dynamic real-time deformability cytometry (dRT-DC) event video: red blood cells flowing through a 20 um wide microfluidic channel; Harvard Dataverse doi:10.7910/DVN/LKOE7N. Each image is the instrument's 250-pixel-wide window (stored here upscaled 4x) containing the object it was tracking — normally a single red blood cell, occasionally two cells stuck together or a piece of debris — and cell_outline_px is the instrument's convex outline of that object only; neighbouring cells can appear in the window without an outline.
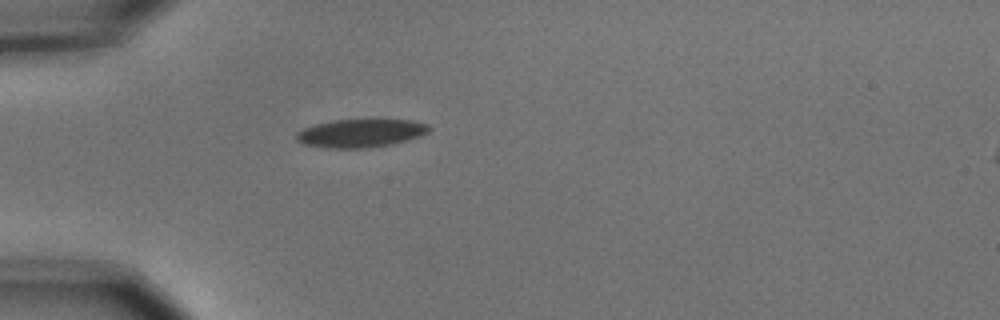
{"species": "common noctule bat (a hibernating species)", "species_latin": "Nyctalus noctula", "temperature_condition": "cold", "stored_images_in_passage": 2, "camera_frame_rate_fps": 3000, "um_per_image_px": 0.085, "animal": {"sex": "male", "body_mass_g": 15.6}, "frame": {"image": 1, "passage_image": 1, "time_ms": 0.0, "image_size_px": [1000, 320], "cell_outline_px": [[432, 128], [428, 132], [420, 136], [408, 140], [392, 144], [368, 148], [324, 148], [304, 144], [296, 140], [296, 132], [304, 128], [316, 124], [332, 120], [368, 116], [412, 120], [428, 124]], "centroid_in_image_um": [30.71, 11.26], "position_along_channel_um": 54.3, "area_um2": 23.06}}